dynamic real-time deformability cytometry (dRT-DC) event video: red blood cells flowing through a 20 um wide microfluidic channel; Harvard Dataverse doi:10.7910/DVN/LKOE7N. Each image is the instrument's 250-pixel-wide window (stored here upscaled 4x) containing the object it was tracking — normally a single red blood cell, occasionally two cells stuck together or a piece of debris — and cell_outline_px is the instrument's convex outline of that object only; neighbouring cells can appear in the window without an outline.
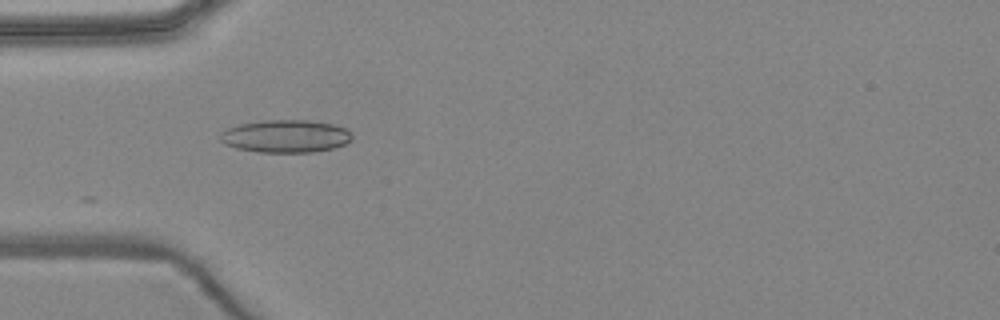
{"species": "common noctule bat (a hibernating species)", "species_latin": "Nyctalus noctula", "temperature_condition": "warm", "stored_images_in_passage": 4, "camera_frame_rate_fps": 3000, "um_per_image_px": 0.085, "animal": {"sex": "female", "body_mass_g": 24.6, "forearm_length_mm": 56.2}, "frame": {"image": 1, "passage_image": 3, "time_ms": 2.333, "image_size_px": [1000, 320], "cell_outline_px": [[352, 140], [344, 144], [332, 148], [312, 152], [260, 152], [236, 148], [224, 144], [220, 140], [220, 132], [228, 128], [240, 124], [264, 120], [308, 120], [332, 124], [344, 128], [352, 132]], "centroid_in_image_um": [24.27, 11.57], "position_along_channel_um": 60.7, "area_um2": 25.09}}
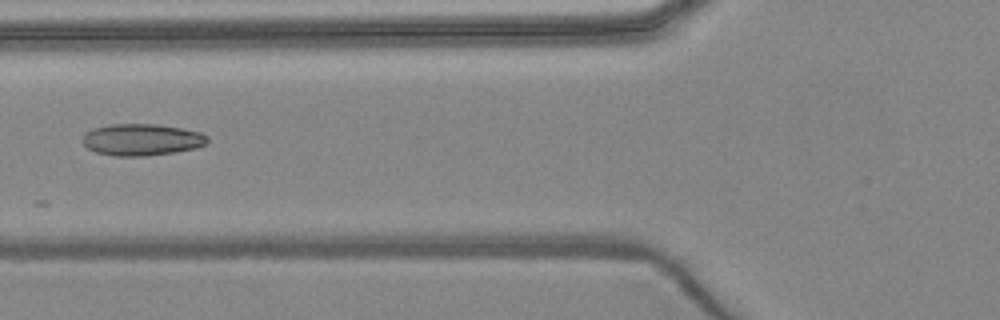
{"frame": {"image": 2, "passage_image": 4, "time_ms": 3.667, "image_size_px": [1000, 320], "cell_outline_px": [[208, 144], [196, 148], [172, 152], [144, 156], [116, 156], [96, 152], [88, 148], [80, 140], [84, 132], [92, 128], [108, 124], [156, 124], [180, 128], [200, 132], [208, 136]], "centroid_in_image_um": [12.01, 11.86], "position_along_channel_um": 113.8, "area_um2": 23.24}}